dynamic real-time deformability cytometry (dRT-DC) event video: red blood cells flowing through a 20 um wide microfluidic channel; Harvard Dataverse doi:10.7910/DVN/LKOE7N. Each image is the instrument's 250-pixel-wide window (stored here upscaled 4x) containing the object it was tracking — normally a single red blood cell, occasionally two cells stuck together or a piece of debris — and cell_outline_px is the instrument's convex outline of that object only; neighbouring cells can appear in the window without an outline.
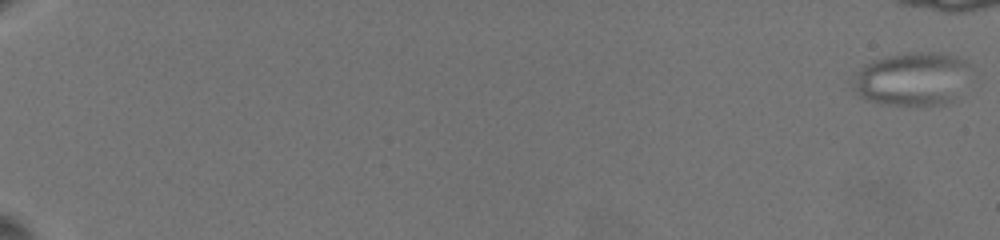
{"species": "common noctule bat (a hibernating species)", "species_latin": "Nyctalus noctula", "temperature_condition": "warm", "stored_images_in_passage": 22, "segment_of_instrument_passage": [1, 3], "camera_frame_rate_fps": 3000, "um_per_image_px": 0.085, "animal": {"sex": "female", "body_mass_g": 19.5, "forearm_length_mm": 54.1}, "frame": {"image": 1, "passage_image": 1, "time_ms": 0.0, "image_size_px": [1000, 240], "cell_outline_px": [[972, 68], [956, 100], [944, 104], [880, 104], [868, 100], [860, 96], [852, 88], [852, 84], [856, 72], [864, 64], [872, 60], [888, 56], [912, 52], [936, 52], [956, 56], [964, 60]], "centroid_in_image_um": [77.54, 6.7], "position_along_channel_um": 7.5, "area_um2": 36.76}}